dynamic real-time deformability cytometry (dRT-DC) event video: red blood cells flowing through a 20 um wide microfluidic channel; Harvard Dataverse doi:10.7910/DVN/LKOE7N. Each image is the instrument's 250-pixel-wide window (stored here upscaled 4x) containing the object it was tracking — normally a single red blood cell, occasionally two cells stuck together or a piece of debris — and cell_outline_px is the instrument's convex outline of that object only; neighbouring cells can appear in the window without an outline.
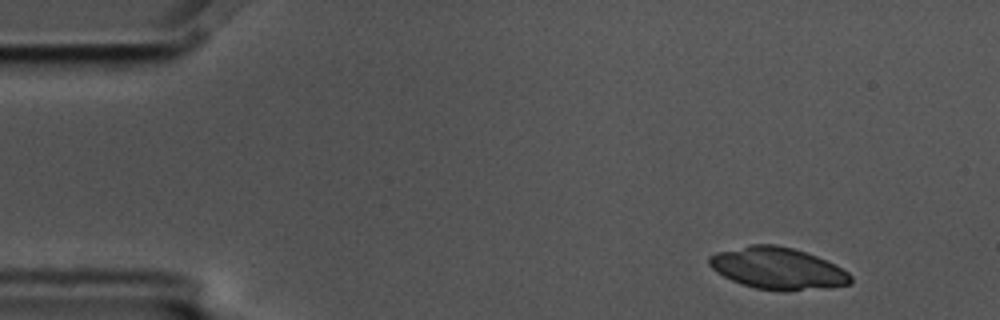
{"species": "common noctule bat (a hibernating species)", "species_latin": "Nyctalus noctula", "temperature_condition": "cold", "stored_images_in_passage": 5, "segment_of_instrument_passage": [1, 2], "camera_frame_rate_fps": 3000, "um_per_image_px": 0.085, "animal": {"sex": "male", "body_mass_g": 17.5, "forearm_length_mm": 52.3}, "frame": {"image": 1, "passage_image": 1, "time_ms": 0.0, "image_size_px": [1000, 320], "cell_outline_px": [[852, 280], [848, 284], [800, 288], [756, 288], [732, 280], [716, 272], [708, 264], [708, 256], [716, 252], [748, 244], [776, 244], [792, 248], [816, 256], [848, 272], [852, 276]], "centroid_in_image_um": [65.98, 22.74], "position_along_channel_um": 19.0, "area_um2": 33.06}}